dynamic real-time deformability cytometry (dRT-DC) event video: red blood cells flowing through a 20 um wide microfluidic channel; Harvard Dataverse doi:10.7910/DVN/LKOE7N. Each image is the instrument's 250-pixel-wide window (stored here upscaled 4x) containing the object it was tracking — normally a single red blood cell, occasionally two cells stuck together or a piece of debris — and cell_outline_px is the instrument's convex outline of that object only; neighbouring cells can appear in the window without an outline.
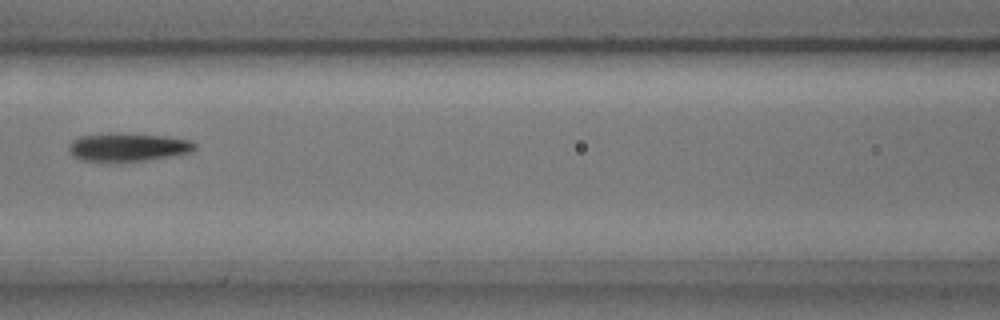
{"species": "common noctule bat (a hibernating species)", "species_latin": "Nyctalus noctula", "temperature_condition": "cold", "stored_images_in_passage": 5, "segment_of_instrument_passage": [1, 2], "camera_frame_rate_fps": 3000, "um_per_image_px": 0.085, "animal": {"sex": "male", "body_mass_g": 17.9, "forearm_length_mm": 54.2}, "frame": {"image": 1, "passage_image": 4, "time_ms": 1.0, "image_size_px": [1000, 320], "cell_outline_px": [[196, 148], [192, 152], [144, 160], [80, 160], [72, 156], [68, 148], [68, 144], [72, 140], [80, 136], [108, 132], [112, 132], [164, 136], [188, 140], [196, 144]], "centroid_in_image_um": [10.82, 12.47], "position_along_channel_um": 155.8, "area_um2": 20.46}}